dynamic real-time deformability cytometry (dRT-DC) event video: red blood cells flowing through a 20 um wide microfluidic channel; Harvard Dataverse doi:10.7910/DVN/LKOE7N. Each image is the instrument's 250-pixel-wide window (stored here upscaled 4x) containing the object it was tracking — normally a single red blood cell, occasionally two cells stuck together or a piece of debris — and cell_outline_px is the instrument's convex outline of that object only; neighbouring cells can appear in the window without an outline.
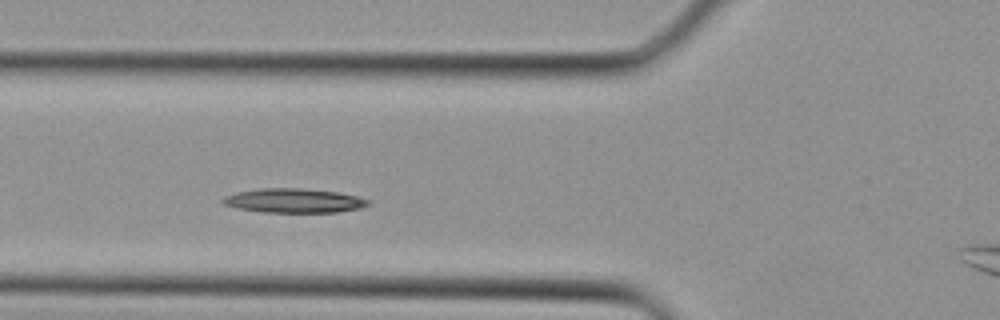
{"species": "Egyptian fruit bat (a non-hibernating species)", "species_latin": "Rousettus aegyptiacus", "temperature_condition": "cold", "stored_images_in_passage": 27, "camera_frame_rate_fps": 3000, "um_per_image_px": 0.085, "animal": {"sex": "female"}, "frame": {"image": 1, "passage_image": 4, "time_ms": 1.0, "image_size_px": [1000, 320], "cell_outline_px": [[372, 204], [360, 208], [340, 212], [260, 212], [240, 208], [224, 204], [220, 200], [224, 196], [240, 192], [260, 188], [300, 188], [336, 192], [356, 196], [372, 200]], "centroid_in_image_um": [25.04, 17.06], "position_along_channel_um": 100.8, "area_um2": 20.46}}
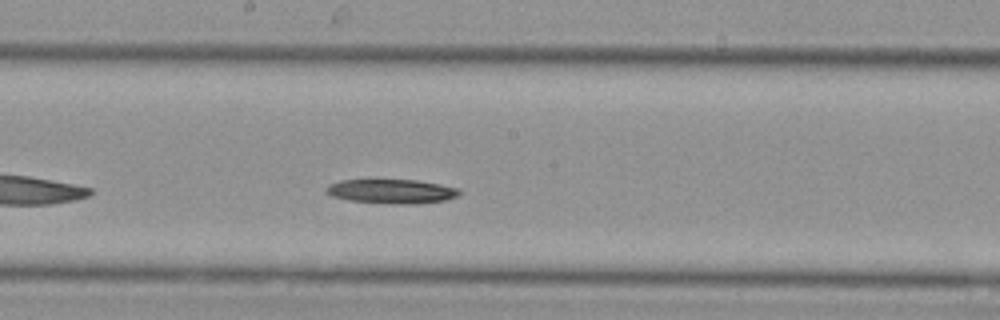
{"frame": {"image": 2, "passage_image": 10, "time_ms": 3.0, "image_size_px": [1000, 320], "cell_outline_px": [[460, 192], [456, 196], [444, 200], [416, 204], [400, 204], [352, 200], [332, 196], [324, 188], [328, 184], [340, 180], [416, 180], [440, 184], [460, 188]], "centroid_in_image_um": [33.3, 16.25], "position_along_channel_um": 214.9, "area_um2": 18.55}}
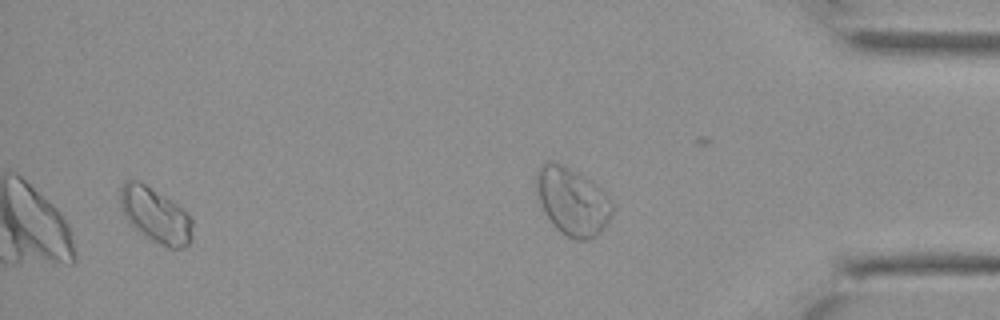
{"frame": {"image": 3, "passage_image": 25, "time_ms": 8.0, "image_size_px": [1000, 320], "cell_outline_px": [[192, 240], [184, 248], [168, 248], [152, 240], [140, 232], [124, 216], [120, 204], [120, 188], [128, 180], [140, 180], [176, 204], [192, 220]], "centroid_in_image_um": [13.21, 18.29], "position_along_channel_um": 422.0, "area_um2": 22.72}}